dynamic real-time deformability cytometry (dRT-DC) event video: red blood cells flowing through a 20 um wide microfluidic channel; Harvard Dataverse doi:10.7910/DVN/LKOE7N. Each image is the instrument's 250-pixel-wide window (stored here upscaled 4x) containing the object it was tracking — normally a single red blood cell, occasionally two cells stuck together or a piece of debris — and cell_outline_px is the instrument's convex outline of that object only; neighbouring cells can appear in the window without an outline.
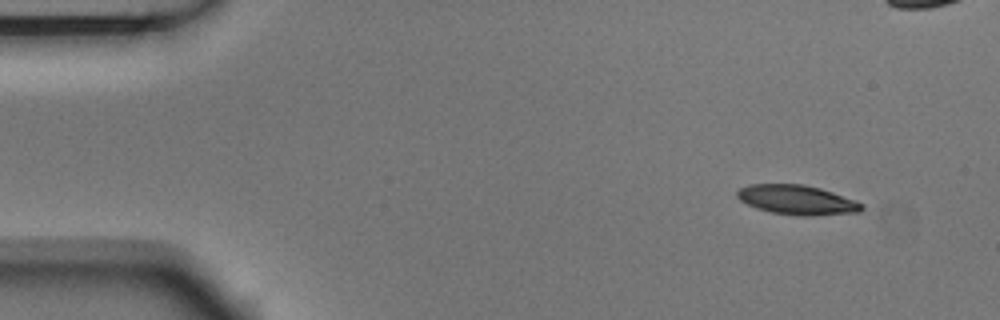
{"species": "Egyptian fruit bat (a non-hibernating species)", "species_latin": "Rousettus aegyptiacus", "temperature_condition": "room temperature", "stored_images_in_passage": 5, "camera_frame_rate_fps": 3000, "um_per_image_px": 0.085, "animal": {"sex": "male"}, "frame": {"image": 1, "passage_image": 1, "time_ms": 0.0, "image_size_px": [1000, 320], "cell_outline_px": [[864, 208], [860, 212], [812, 216], [800, 216], [772, 212], [756, 208], [740, 200], [736, 196], [736, 192], [740, 188], [748, 184], [804, 184], [820, 188], [856, 200], [864, 204]], "centroid_in_image_um": [67.77, 16.99], "position_along_channel_um": 17.2, "area_um2": 21.56}}